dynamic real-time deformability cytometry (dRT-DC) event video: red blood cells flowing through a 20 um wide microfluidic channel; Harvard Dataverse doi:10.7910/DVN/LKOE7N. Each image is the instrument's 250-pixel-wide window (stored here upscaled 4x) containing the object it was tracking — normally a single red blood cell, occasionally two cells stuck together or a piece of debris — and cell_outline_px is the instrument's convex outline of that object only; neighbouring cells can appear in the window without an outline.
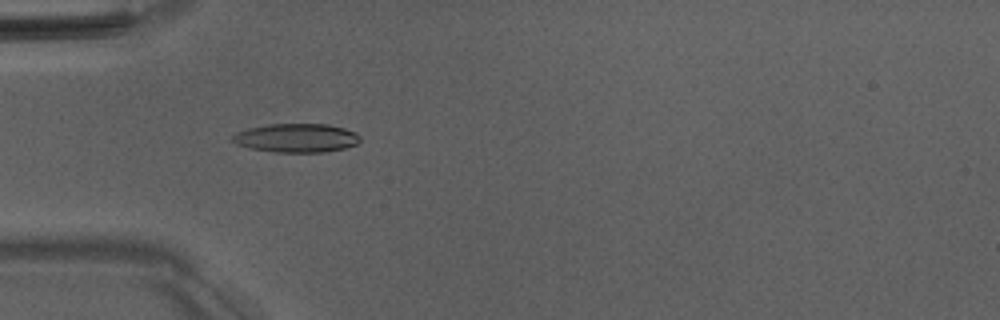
{"species": "Egyptian fruit bat (a non-hibernating species)", "species_latin": "Rousettus aegyptiacus", "temperature_condition": "room temperature", "stored_images_in_passage": 51, "camera_frame_rate_fps": 3000, "um_per_image_px": 0.085, "animal": {"sex": "male"}, "frame": {"image": 1, "passage_image": 16, "time_ms": 5.0, "image_size_px": [1000, 320], "cell_outline_px": [[360, 140], [356, 144], [344, 148], [324, 152], [276, 152], [248, 148], [236, 144], [232, 140], [232, 136], [236, 132], [248, 128], [268, 124], [328, 124], [344, 128], [356, 132], [360, 136]], "centroid_in_image_um": [25.18, 11.72], "position_along_channel_um": 59.8, "area_um2": 21.44}}
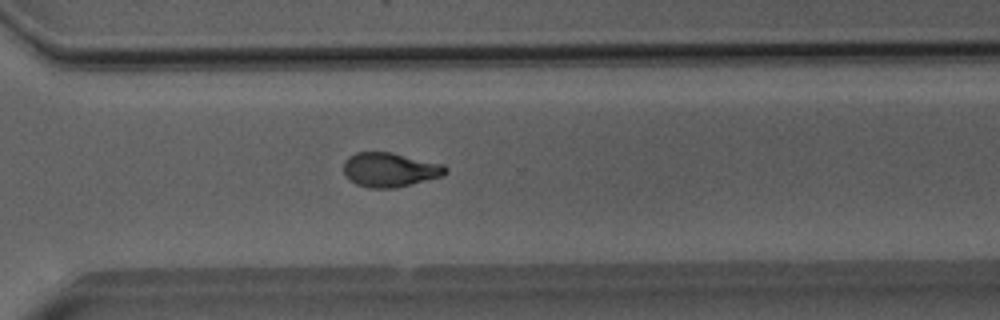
{"frame": {"image": 2, "passage_image": 37, "time_ms": 12.0, "image_size_px": [1000, 320], "cell_outline_px": [[448, 172], [440, 176], [396, 188], [368, 188], [356, 184], [344, 172], [344, 160], [348, 156], [356, 152], [392, 152], [444, 164], [448, 168]], "centroid_in_image_um": [33.15, 14.41], "position_along_channel_um": 337.5, "area_um2": 20.35}}
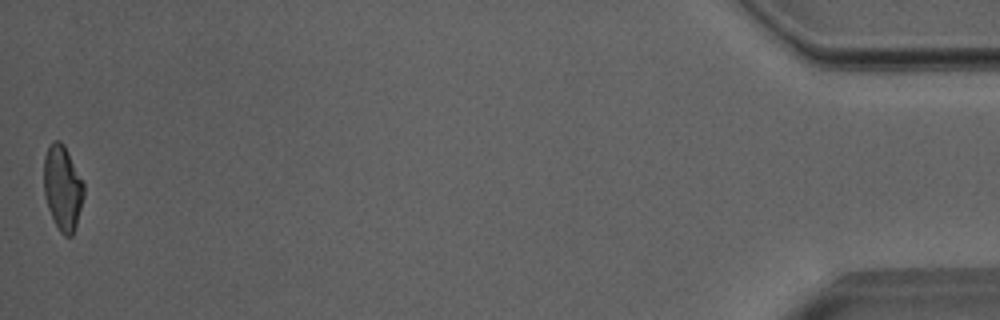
{"frame": {"image": 3, "passage_image": 51, "time_ms": 16.667, "image_size_px": [1000, 320], "cell_outline_px": [[84, 196], [76, 224], [72, 236], [64, 236], [60, 232], [48, 208], [44, 192], [44, 156], [48, 144], [52, 140], [60, 140], [64, 144], [84, 184]], "centroid_in_image_um": [5.31, 15.93], "position_along_channel_um": 429.9, "area_um2": 19.71}, "authors_computed_cell_mechanics": {"area_um2": 20.4612, "velocity_mm_per_s": 4.0277, "shape_relaxation_time_tau1_ms": 6.9409, "shape_relaxation_time_tau2_ms": 2.9687, "deformation_change_tau1": 0.2106, "deformation_change_tau2": 0.0961}}